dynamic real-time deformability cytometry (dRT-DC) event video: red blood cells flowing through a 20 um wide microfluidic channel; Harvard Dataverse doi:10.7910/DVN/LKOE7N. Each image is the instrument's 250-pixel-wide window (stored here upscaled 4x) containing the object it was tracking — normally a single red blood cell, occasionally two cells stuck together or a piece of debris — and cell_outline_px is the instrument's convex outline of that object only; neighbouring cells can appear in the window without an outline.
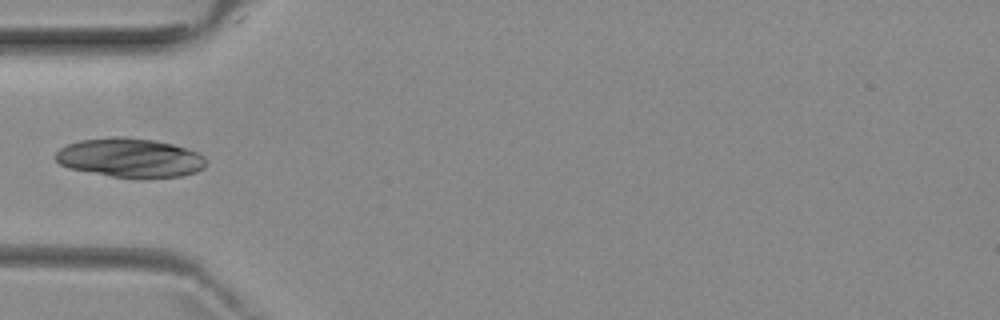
{"species": "common noctule bat (a hibernating species)", "species_latin": "Nyctalus noctula", "temperature_condition": "room temperature", "stored_images_in_passage": 3, "camera_frame_rate_fps": 3000, "um_per_image_px": 0.085, "animal": {"sex": "female", "body_mass_g": 29.2, "forearm_length_mm": 56.3}, "frame": {"image": 1, "passage_image": 3, "time_ms": 3.333, "image_size_px": [1000, 320], "cell_outline_px": [[208, 160], [204, 168], [196, 172], [180, 176], [112, 176], [68, 168], [60, 164], [56, 160], [56, 152], [60, 148], [68, 144], [80, 140], [112, 136], [124, 136], [156, 140], [172, 144], [196, 152], [204, 156]], "centroid_in_image_um": [11.04, 13.38], "position_along_channel_um": 74.0, "area_um2": 33.87}}